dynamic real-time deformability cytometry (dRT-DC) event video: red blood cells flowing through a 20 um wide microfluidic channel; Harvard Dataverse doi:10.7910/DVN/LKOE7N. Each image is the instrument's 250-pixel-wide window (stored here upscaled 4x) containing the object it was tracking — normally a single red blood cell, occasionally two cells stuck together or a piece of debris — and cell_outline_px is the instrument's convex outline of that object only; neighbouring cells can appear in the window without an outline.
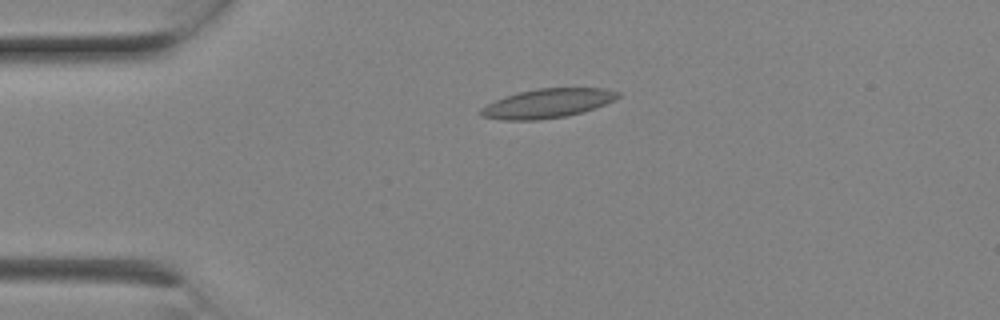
{"species": "Egyptian fruit bat (a non-hibernating species)", "species_latin": "Rousettus aegyptiacus", "temperature_condition": "room temperature", "stored_images_in_passage": 10, "camera_frame_rate_fps": 3000, "um_per_image_px": 0.085, "animal": {"sex": "female"}, "frame": {"image": 1, "passage_image": 5, "time_ms": 1.333, "image_size_px": [1000, 320], "cell_outline_px": [[620, 96], [616, 100], [596, 108], [584, 112], [564, 116], [540, 120], [504, 120], [480, 116], [480, 108], [504, 96], [536, 88], [604, 88], [620, 92]], "centroid_in_image_um": [46.57, 8.78], "position_along_channel_um": 38.4, "area_um2": 23.41}}
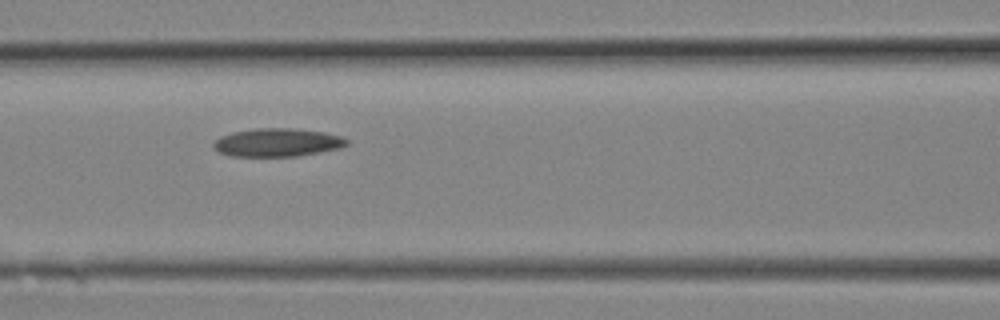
{"frame": {"image": 2, "passage_image": 9, "time_ms": 2.667, "image_size_px": [1000, 320], "cell_outline_px": [[348, 144], [340, 148], [320, 152], [296, 156], [232, 156], [220, 152], [212, 144], [220, 136], [232, 132], [256, 128], [292, 128], [324, 132], [340, 136], [348, 140]], "centroid_in_image_um": [23.58, 12.1], "position_along_channel_um": 143.0, "area_um2": 21.79}}
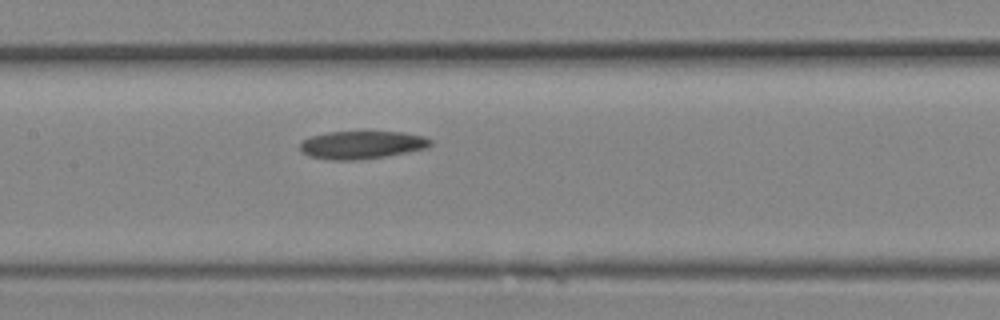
{"frame": {"image": 3, "passage_image": 10, "time_ms": 3.0, "image_size_px": [1000, 320], "cell_outline_px": [[432, 144], [428, 148], [408, 152], [360, 160], [328, 160], [308, 156], [300, 152], [300, 140], [312, 136], [328, 132], [364, 128], [400, 132], [424, 136], [432, 140]], "centroid_in_image_um": [30.73, 12.27], "position_along_channel_um": 176.7, "area_um2": 22.43}}